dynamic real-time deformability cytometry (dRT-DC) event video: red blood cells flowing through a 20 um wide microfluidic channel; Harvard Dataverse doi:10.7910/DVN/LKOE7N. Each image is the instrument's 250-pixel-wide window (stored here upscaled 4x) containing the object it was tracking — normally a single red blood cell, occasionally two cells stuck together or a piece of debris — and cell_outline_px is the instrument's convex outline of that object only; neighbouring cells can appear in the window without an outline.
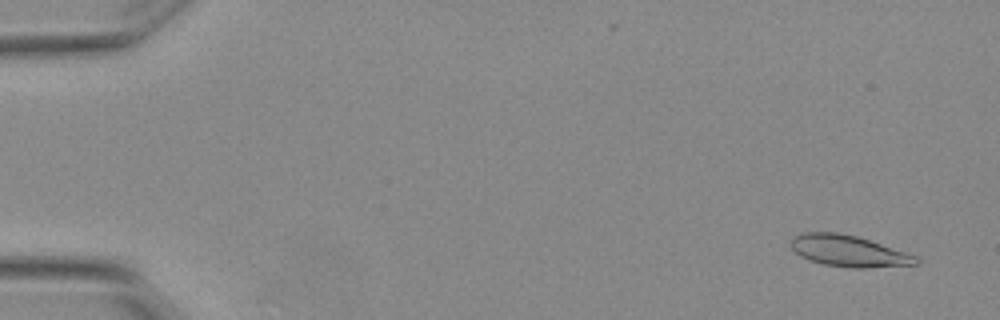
{"species": "Egyptian fruit bat (a non-hibernating species)", "species_latin": "Rousettus aegyptiacus", "temperature_condition": "warm", "stored_images_in_passage": 7, "camera_frame_rate_fps": 3000, "um_per_image_px": 0.085, "animal": {"sex": "female"}, "frame": {"image": 1, "passage_image": 1, "time_ms": 0.0, "image_size_px": [1000, 320], "cell_outline_px": [[920, 264], [864, 268], [852, 268], [824, 264], [808, 260], [800, 256], [788, 244], [792, 236], [804, 232], [836, 232], [856, 236], [916, 256], [920, 260]], "centroid_in_image_um": [72.07, 21.33], "position_along_channel_um": 12.9, "area_um2": 22.77}}
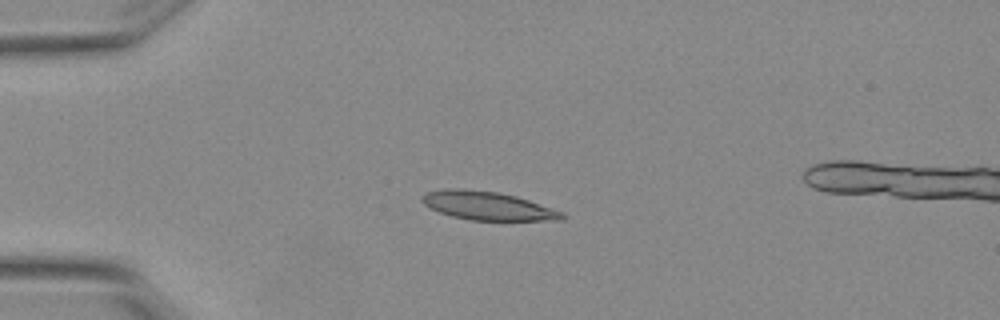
{"frame": {"image": 2, "passage_image": 4, "time_ms": 1.0, "image_size_px": [1000, 320], "cell_outline_px": [[564, 220], [472, 220], [452, 216], [440, 212], [424, 204], [420, 200], [420, 196], [428, 192], [444, 188], [460, 188], [496, 192], [516, 196], [564, 212]], "centroid_in_image_um": [41.43, 17.48], "position_along_channel_um": 43.6, "area_um2": 23.06}}